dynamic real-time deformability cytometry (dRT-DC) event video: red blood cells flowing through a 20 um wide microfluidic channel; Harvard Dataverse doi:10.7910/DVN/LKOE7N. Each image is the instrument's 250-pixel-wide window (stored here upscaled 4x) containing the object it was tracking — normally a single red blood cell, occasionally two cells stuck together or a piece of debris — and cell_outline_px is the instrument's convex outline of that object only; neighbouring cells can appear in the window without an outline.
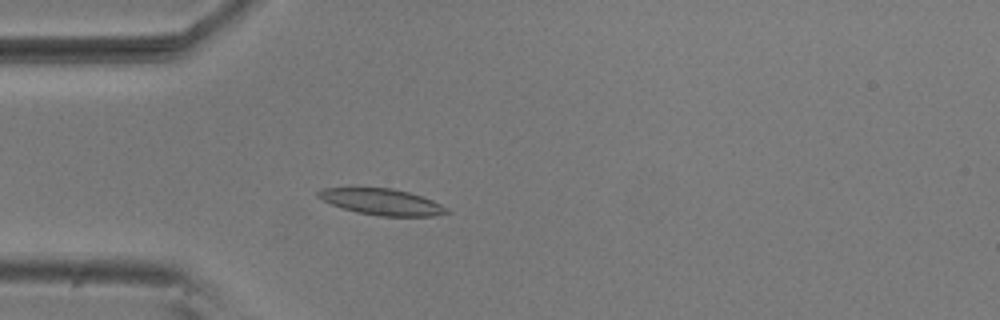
{"species": "common noctule bat (a hibernating species)", "species_latin": "Nyctalus noctula", "temperature_condition": "room temperature", "stored_images_in_passage": 40, "camera_frame_rate_fps": 3000, "um_per_image_px": 0.085, "animal": {"sex": "male", "body_mass_g": 20.5, "forearm_length_mm": 52.5}, "frame": {"image": 1, "passage_image": 6, "time_ms": 1.667, "image_size_px": [1000, 320], "cell_outline_px": [[452, 212], [432, 216], [380, 216], [356, 212], [332, 204], [316, 196], [316, 192], [324, 188], [392, 188], [408, 192], [432, 200], [448, 208]], "centroid_in_image_um": [32.48, 17.16], "position_along_channel_um": 52.5, "area_um2": 19.42}}
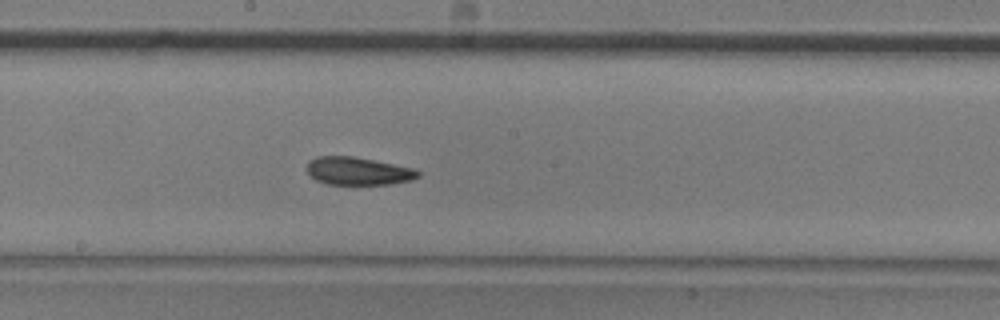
{"frame": {"image": 2, "passage_image": 20, "time_ms": 6.333, "image_size_px": [1000, 320], "cell_outline_px": [[420, 176], [412, 180], [388, 184], [328, 184], [316, 180], [308, 172], [308, 164], [316, 156], [352, 156], [416, 168], [420, 172]], "centroid_in_image_um": [30.49, 14.54], "position_along_channel_um": 217.7, "area_um2": 17.92}}
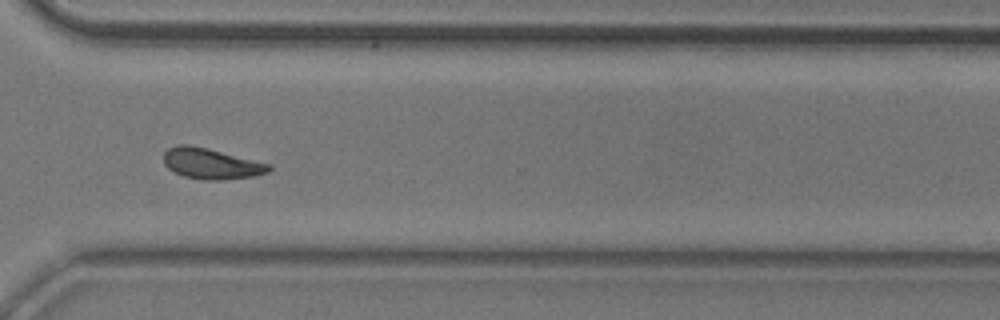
{"frame": {"image": 3, "passage_image": 31, "time_ms": 10.0, "image_size_px": [1000, 320], "cell_outline_px": [[272, 168], [268, 172], [252, 176], [220, 180], [204, 180], [184, 176], [168, 168], [164, 164], [164, 152], [168, 148], [176, 144], [188, 144], [208, 148], [272, 164]], "centroid_in_image_um": [17.95, 13.89], "position_along_channel_um": 352.6, "area_um2": 18.9}, "authors_computed_cell_mechanics": {"area_um2": 18.4093, "velocity_mm_per_s": 3.684, "shape_relaxation_time_tau1_ms": 3.8562, "shape_relaxation_time_tau2_ms": 3.0846, "deformation_change_tau1": 0.1125, "deformation_change_tau2": 0.0931}}